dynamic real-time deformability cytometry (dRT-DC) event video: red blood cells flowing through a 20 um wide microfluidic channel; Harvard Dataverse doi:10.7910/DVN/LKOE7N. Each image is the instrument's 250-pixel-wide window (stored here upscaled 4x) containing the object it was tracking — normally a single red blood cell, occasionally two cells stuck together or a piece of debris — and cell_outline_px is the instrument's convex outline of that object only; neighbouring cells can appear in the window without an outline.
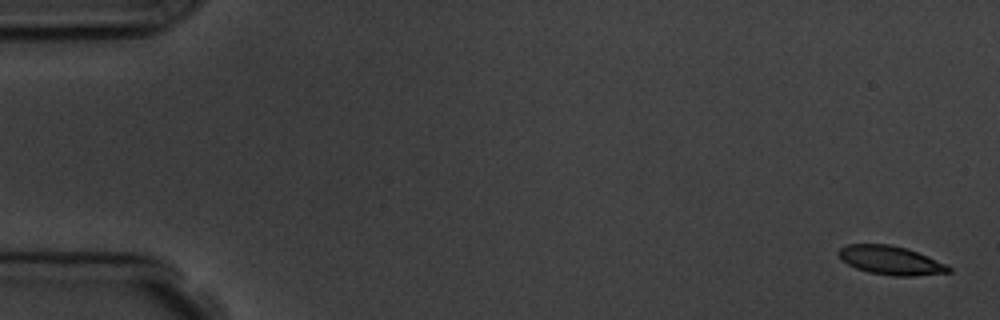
{"species": "common noctule bat (a hibernating species)", "species_latin": "Nyctalus noctula", "temperature_condition": "room temperature", "stored_images_in_passage": 5, "camera_frame_rate_fps": 3000, "um_per_image_px": 0.085, "animal": {"sex": "male", "body_mass_g": 19.5, "forearm_length_mm": 54.6}, "frame": {"image": 1, "passage_image": 1, "time_ms": 0.0, "image_size_px": [1000, 320], "cell_outline_px": [[952, 272], [916, 276], [896, 276], [868, 272], [856, 268], [848, 264], [836, 252], [840, 248], [848, 244], [888, 244], [904, 248], [916, 252], [948, 264], [952, 268]], "centroid_in_image_um": [75.74, 22.14], "position_along_channel_um": 9.3, "area_um2": 18.32}}
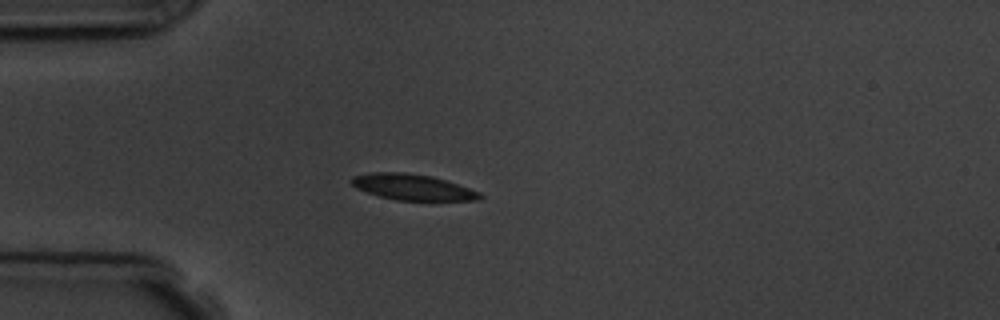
{"frame": {"image": 2, "passage_image": 5, "time_ms": 4.667, "image_size_px": [1000, 320], "cell_outline_px": [[484, 196], [480, 200], [396, 200], [380, 196], [356, 188], [348, 180], [352, 176], [372, 172], [404, 172], [432, 176], [480, 192]], "centroid_in_image_um": [35.04, 15.9], "position_along_channel_um": 50.0, "area_um2": 19.25}}